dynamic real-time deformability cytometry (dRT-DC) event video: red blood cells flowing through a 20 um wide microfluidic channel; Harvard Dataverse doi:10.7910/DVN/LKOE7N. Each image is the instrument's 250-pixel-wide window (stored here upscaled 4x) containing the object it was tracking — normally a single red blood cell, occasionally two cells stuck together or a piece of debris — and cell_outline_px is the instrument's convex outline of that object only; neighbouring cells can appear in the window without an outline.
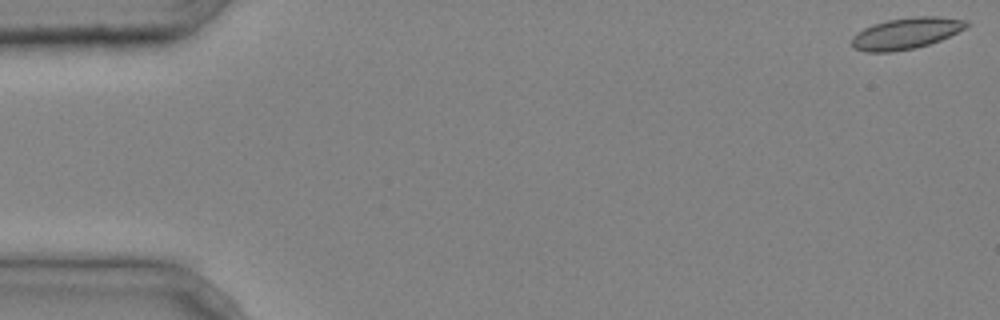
{"species": "common noctule bat (a hibernating species)", "species_latin": "Nyctalus noctula", "temperature_condition": "cold", "stored_images_in_passage": 4, "camera_frame_rate_fps": 3000, "um_per_image_px": 0.085, "animal": {"sex": "male", "body_mass_g": 20.4}, "frame": {"image": 1, "passage_image": 1, "time_ms": 0.0, "image_size_px": [1000, 320], "cell_outline_px": [[972, 24], [940, 40], [916, 48], [892, 52], [864, 52], [852, 48], [852, 36], [856, 32], [872, 24], [888, 20], [916, 16], [940, 16], [968, 20]], "centroid_in_image_um": [77.0, 2.83], "position_along_channel_um": 8.0, "area_um2": 21.1}}
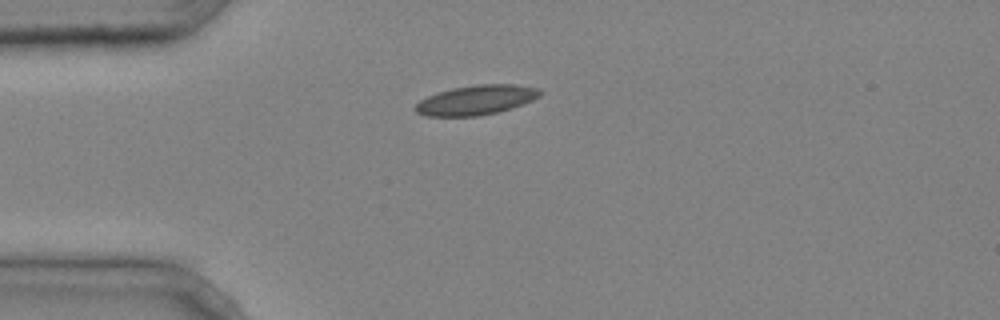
{"frame": {"image": 2, "passage_image": 4, "time_ms": 1.0, "image_size_px": [1000, 320], "cell_outline_px": [[544, 92], [540, 96], [532, 100], [512, 108], [480, 116], [424, 116], [416, 112], [416, 104], [420, 100], [428, 96], [452, 88], [476, 84], [516, 84], [540, 88]], "centroid_in_image_um": [40.52, 8.49], "position_along_channel_um": 44.5, "area_um2": 21.56}}